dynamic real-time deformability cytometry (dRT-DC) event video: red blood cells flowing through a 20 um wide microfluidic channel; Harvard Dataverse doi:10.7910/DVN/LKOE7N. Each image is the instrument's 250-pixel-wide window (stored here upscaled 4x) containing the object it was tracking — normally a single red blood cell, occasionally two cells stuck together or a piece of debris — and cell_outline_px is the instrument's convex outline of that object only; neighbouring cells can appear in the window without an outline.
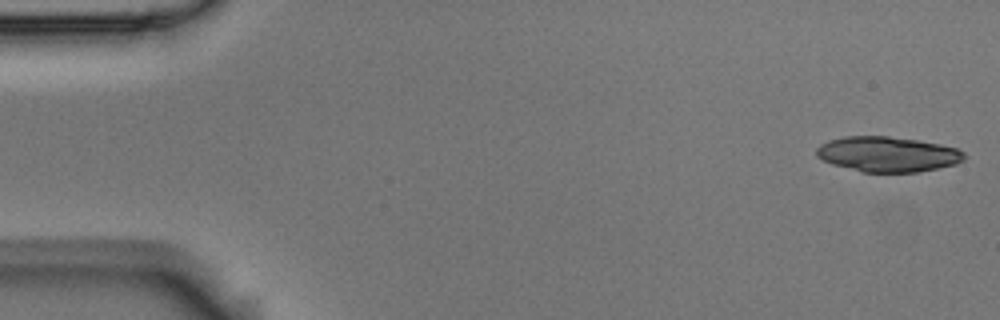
{"species": "Egyptian fruit bat (a non-hibernating species)", "species_latin": "Rousettus aegyptiacus", "temperature_condition": "room temperature", "stored_images_in_passage": 5, "camera_frame_rate_fps": 3000, "um_per_image_px": 0.085, "animal": {"sex": "male"}, "frame": {"image": 1, "passage_image": 1, "time_ms": 0.0, "image_size_px": [1000, 320], "cell_outline_px": [[968, 156], [964, 160], [956, 164], [916, 172], [860, 172], [832, 164], [816, 156], [816, 148], [820, 144], [828, 140], [844, 136], [888, 136], [916, 140], [940, 144], [956, 148], [964, 152]], "centroid_in_image_um": [75.44, 13.1], "position_along_channel_um": 9.6, "area_um2": 30.4}}